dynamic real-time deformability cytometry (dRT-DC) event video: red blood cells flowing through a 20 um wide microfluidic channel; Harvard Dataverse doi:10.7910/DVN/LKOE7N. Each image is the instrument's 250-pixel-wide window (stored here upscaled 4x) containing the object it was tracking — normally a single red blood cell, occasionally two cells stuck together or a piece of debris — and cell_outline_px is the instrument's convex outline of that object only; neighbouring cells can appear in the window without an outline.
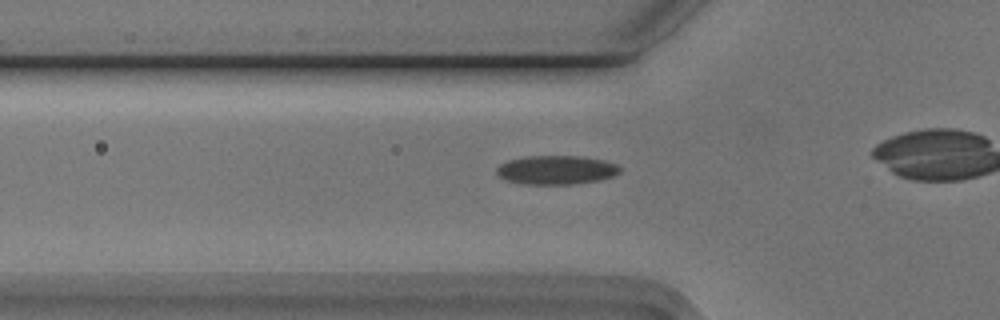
{"species": "Egyptian fruit bat (a non-hibernating species)", "species_latin": "Rousettus aegyptiacus", "temperature_condition": "cold", "stored_images_in_passage": 30, "camera_frame_rate_fps": 3000, "um_per_image_px": 0.085, "animal": {"sex": "male"}, "frame": {"image": 1, "passage_image": 5, "time_ms": 1.333, "image_size_px": [1000, 320], "cell_outline_px": [[620, 172], [612, 176], [596, 180], [572, 184], [524, 184], [504, 180], [496, 172], [496, 168], [500, 164], [508, 160], [528, 156], [584, 156], [604, 160], [616, 164], [620, 168]], "centroid_in_image_um": [47.25, 14.44], "position_along_channel_um": 78.5, "area_um2": 20.69}}
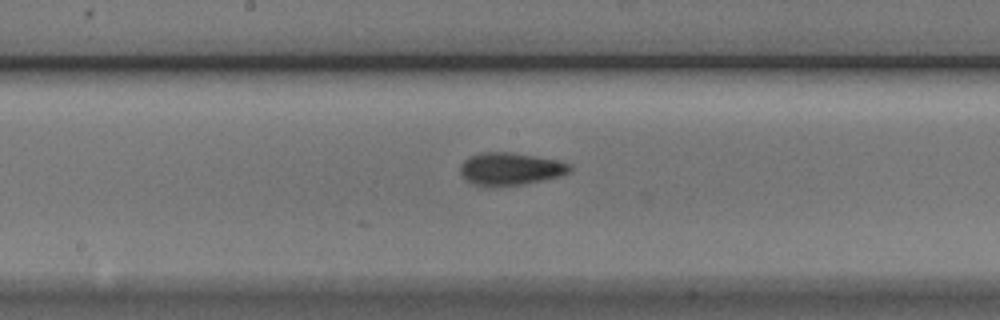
{"frame": {"image": 2, "passage_image": 15, "time_ms": 4.667, "image_size_px": [1000, 320], "cell_outline_px": [[572, 172], [560, 176], [524, 184], [484, 188], [472, 184], [464, 180], [460, 172], [460, 164], [468, 156], [480, 152], [512, 152], [556, 160], [572, 164]], "centroid_in_image_um": [43.33, 14.37], "position_along_channel_um": 204.9, "area_um2": 21.33}}
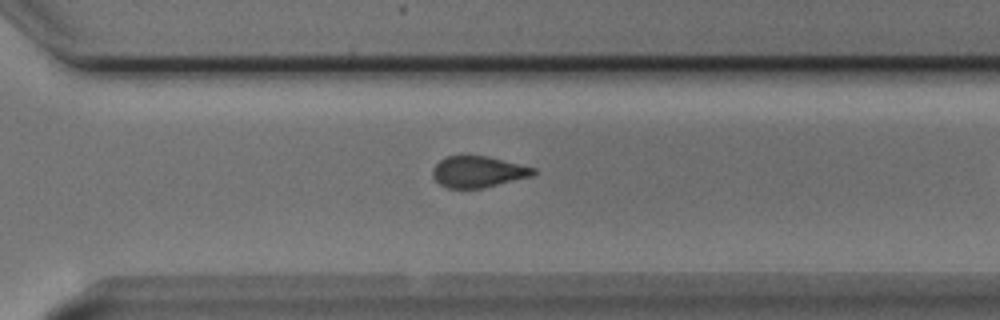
{"frame": {"image": 3, "passage_image": 25, "time_ms": 8.0, "image_size_px": [1000, 320], "cell_outline_px": [[536, 172], [532, 176], [484, 188], [448, 188], [440, 184], [432, 176], [432, 168], [444, 156], [488, 156], [536, 168]], "centroid_in_image_um": [40.63, 14.6], "position_along_channel_um": 330.0, "area_um2": 18.38}}